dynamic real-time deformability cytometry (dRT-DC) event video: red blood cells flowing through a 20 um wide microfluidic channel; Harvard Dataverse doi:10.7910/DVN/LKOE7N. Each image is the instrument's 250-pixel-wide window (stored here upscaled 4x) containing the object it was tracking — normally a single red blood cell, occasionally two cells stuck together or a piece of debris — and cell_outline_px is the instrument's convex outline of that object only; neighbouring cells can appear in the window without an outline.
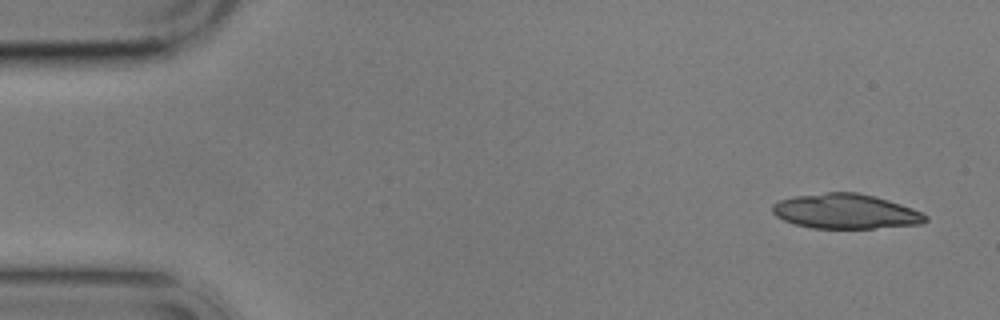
{"species": "common noctule bat (a hibernating species)", "species_latin": "Nyctalus noctula", "temperature_condition": "cold", "stored_images_in_passage": 7, "camera_frame_rate_fps": 3000, "um_per_image_px": 0.085, "animal": {"sex": "male", "body_mass_g": 17.9}, "frame": {"image": 1, "passage_image": 1, "time_ms": 0.0, "image_size_px": [1000, 320], "cell_outline_px": [[928, 220], [920, 224], [872, 228], [812, 228], [796, 224], [784, 220], [776, 216], [772, 212], [772, 204], [780, 200], [796, 196], [824, 192], [856, 192], [888, 200], [912, 208], [928, 216]], "centroid_in_image_um": [71.86, 17.96], "position_along_channel_um": 13.1, "area_um2": 30.81}}